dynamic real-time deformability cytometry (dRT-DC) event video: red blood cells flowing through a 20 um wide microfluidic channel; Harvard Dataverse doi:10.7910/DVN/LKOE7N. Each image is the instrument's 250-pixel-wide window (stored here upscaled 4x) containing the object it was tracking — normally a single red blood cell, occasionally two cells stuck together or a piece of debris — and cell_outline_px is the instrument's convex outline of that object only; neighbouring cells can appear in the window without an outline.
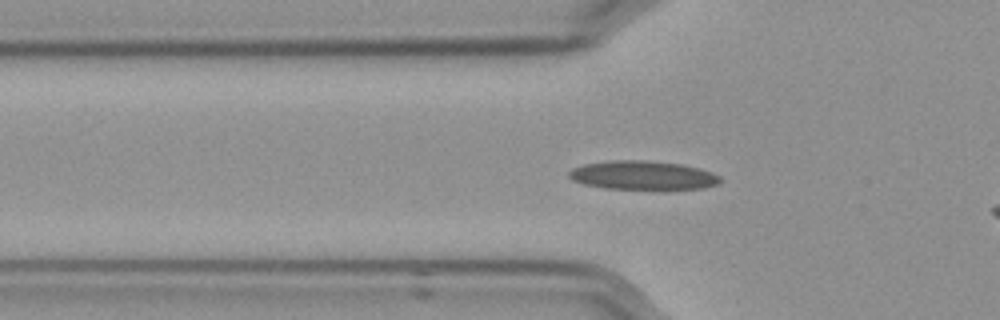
{"species": "Egyptian fruit bat (a non-hibernating species)", "species_latin": "Rousettus aegyptiacus", "temperature_condition": "cold", "stored_images_in_passage": 52, "camera_frame_rate_fps": 3000, "um_per_image_px": 0.085, "frame": {"image": 1, "passage_image": 13, "time_ms": 4.0, "image_size_px": [1000, 320], "cell_outline_px": [[720, 180], [716, 184], [704, 188], [664, 192], [604, 188], [584, 184], [572, 180], [568, 176], [568, 172], [572, 168], [584, 164], [612, 160], [640, 160], [680, 164], [712, 172], [720, 176]], "centroid_in_image_um": [54.64, 14.95], "position_along_channel_um": 71.2, "area_um2": 26.3}}
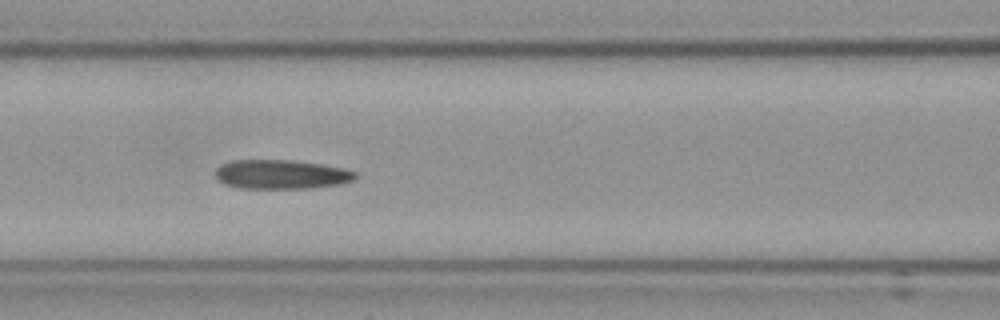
{"frame": {"image": 2, "passage_image": 19, "time_ms": 6.0, "image_size_px": [1000, 320], "cell_outline_px": [[356, 176], [352, 180], [340, 184], [312, 188], [236, 188], [224, 184], [216, 176], [216, 168], [220, 164], [232, 160], [292, 160], [320, 164], [344, 168], [356, 172]], "centroid_in_image_um": [23.88, 14.82], "position_along_channel_um": 142.7, "area_um2": 23.81}}
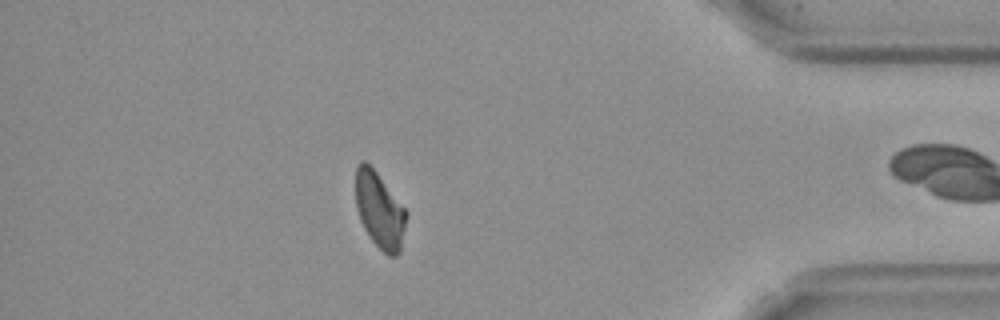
{"frame": {"image": 3, "passage_image": 44, "time_ms": 14.333, "image_size_px": [1000, 320], "cell_outline_px": [[408, 216], [400, 252], [396, 256], [388, 256], [372, 240], [364, 228], [360, 220], [356, 208], [356, 164], [360, 160], [364, 160], [376, 172], [408, 212]], "centroid_in_image_um": [32.27, 17.88], "position_along_channel_um": 402.9, "area_um2": 22.43}, "authors_computed_cell_mechanics": {"area_um2": 23.7847, "velocity_mm_per_s": 3.5608, "shape_relaxation_time_tau1_ms": null, "shape_relaxation_time_tau2_ms": 3.6159, "deformation_change_tau1": null, "deformation_change_tau2": 0.1086}}